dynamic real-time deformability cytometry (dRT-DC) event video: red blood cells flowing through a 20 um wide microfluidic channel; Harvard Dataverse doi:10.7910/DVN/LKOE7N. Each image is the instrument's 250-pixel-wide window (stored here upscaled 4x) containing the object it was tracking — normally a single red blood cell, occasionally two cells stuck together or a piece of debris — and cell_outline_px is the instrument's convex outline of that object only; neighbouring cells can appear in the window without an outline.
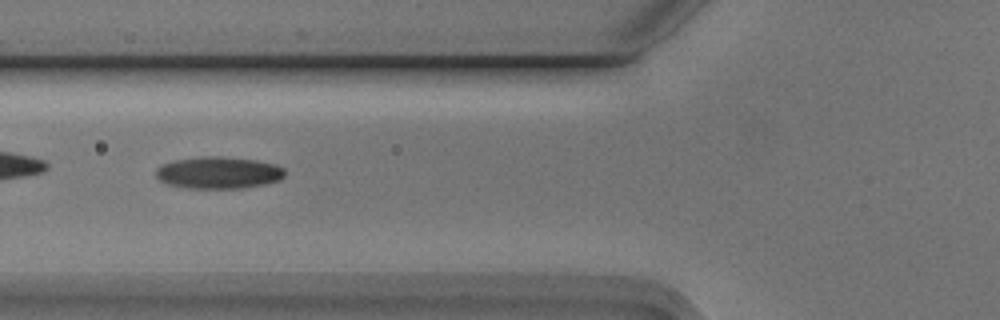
{"species": "Egyptian fruit bat (a non-hibernating species)", "species_latin": "Rousettus aegyptiacus", "temperature_condition": "cold", "stored_images_in_passage": 44, "camera_frame_rate_fps": 3000, "um_per_image_px": 0.085, "animal": {"sex": "male"}, "frame": {"image": 1, "passage_image": 10, "time_ms": 3.0, "image_size_px": [1000, 320], "cell_outline_px": [[284, 176], [280, 180], [264, 184], [240, 188], [188, 188], [168, 184], [160, 180], [156, 176], [156, 168], [164, 164], [176, 160], [204, 156], [216, 156], [256, 160], [276, 164], [284, 168]], "centroid_in_image_um": [18.59, 14.68], "position_along_channel_um": 107.2, "area_um2": 23.81}}
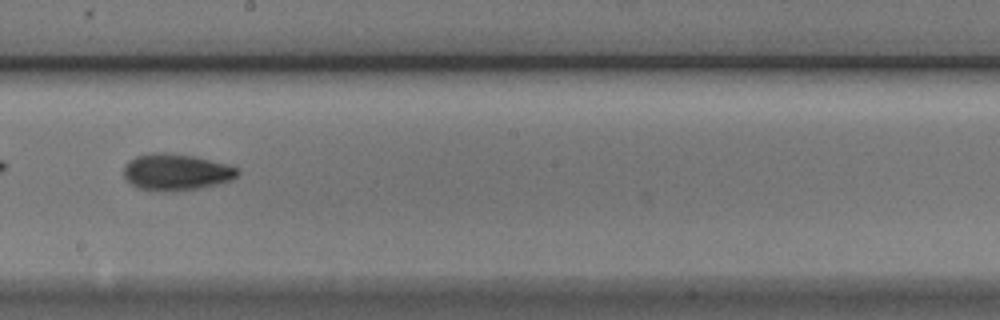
{"frame": {"image": 2, "passage_image": 20, "time_ms": 6.333, "image_size_px": [1000, 320], "cell_outline_px": [[240, 172], [232, 180], [200, 188], [168, 192], [140, 188], [132, 184], [124, 176], [124, 164], [136, 156], [156, 152], [168, 152], [192, 156], [224, 164], [236, 168]], "centroid_in_image_um": [14.95, 14.63], "position_along_channel_um": 233.3, "area_um2": 23.93}}
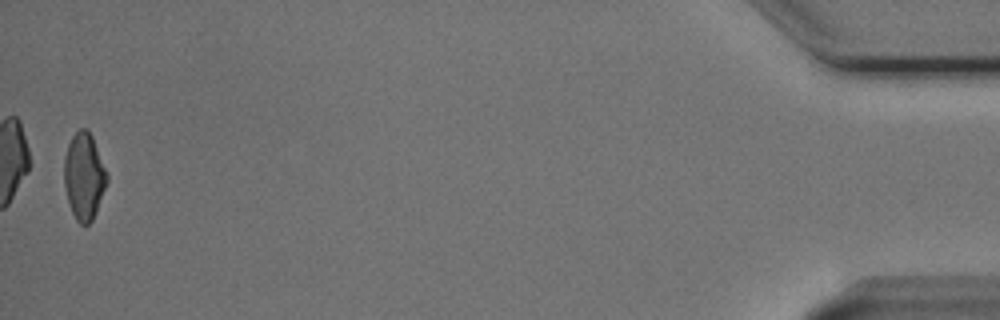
{"frame": {"image": 3, "passage_image": 43, "time_ms": 14.0, "image_size_px": [1000, 320], "cell_outline_px": [[108, 180], [96, 212], [92, 220], [88, 224], [80, 224], [76, 220], [72, 212], [68, 200], [64, 184], [64, 156], [68, 144], [72, 136], [80, 128], [88, 128], [92, 136], [108, 176]], "centroid_in_image_um": [7.13, 14.97], "position_along_channel_um": 428.1, "area_um2": 21.5}, "authors_computed_cell_mechanics": {"area_um2": 22.8021, "velocity_mm_per_s": 3.7714, "shape_relaxation_time_tau1_ms": 3.1886, "shape_relaxation_time_tau2_ms": 3.8224, "deformation_change_tau1": 0.14, "deformation_change_tau2": 0.0898}}